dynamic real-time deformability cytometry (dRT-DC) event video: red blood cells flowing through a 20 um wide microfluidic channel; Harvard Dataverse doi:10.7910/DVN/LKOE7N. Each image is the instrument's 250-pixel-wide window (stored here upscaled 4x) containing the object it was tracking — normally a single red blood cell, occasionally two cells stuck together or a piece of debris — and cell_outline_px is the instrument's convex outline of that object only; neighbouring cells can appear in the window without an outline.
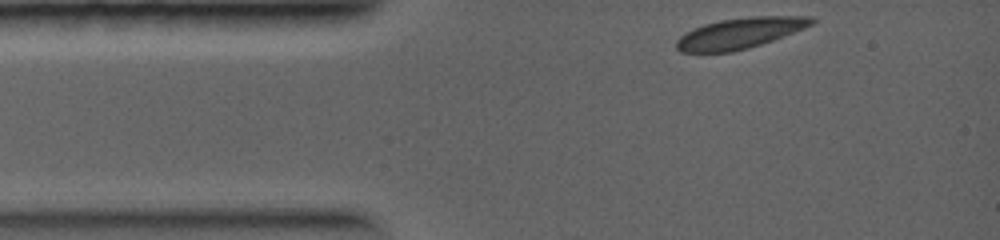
{"species": "common noctule bat (a hibernating species)", "species_latin": "Nyctalus noctula", "temperature_condition": "warm", "stored_images_in_passage": 27, "camera_frame_rate_fps": 5000, "um_per_image_px": 0.085, "animal": {"sex": "female", "body_mass_g": 19.0, "forearm_length_mm": 56.7}, "frame": {"image": 1, "passage_image": 1, "time_ms": 0.0, "image_size_px": [1000, 240], "cell_outline_px": [[816, 20], [812, 24], [804, 28], [784, 36], [748, 48], [732, 52], [680, 52], [676, 48], [676, 40], [684, 32], [704, 24], [720, 20], [752, 16], [812, 16]], "centroid_in_image_um": [62.87, 2.81], "position_along_channel_um": 22.1, "area_um2": 24.16}}
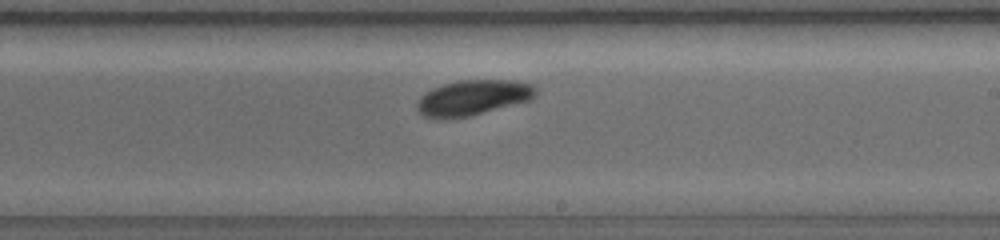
{"frame": {"image": 2, "passage_image": 18, "time_ms": 5.0, "image_size_px": [1000, 240], "cell_outline_px": [[536, 96], [532, 100], [468, 116], [444, 120], [436, 120], [424, 116], [416, 108], [416, 104], [420, 96], [432, 88], [444, 84], [460, 80], [516, 80], [536, 84]], "centroid_in_image_um": [40.21, 8.31], "position_along_channel_um": 248.8, "area_um2": 24.85}}
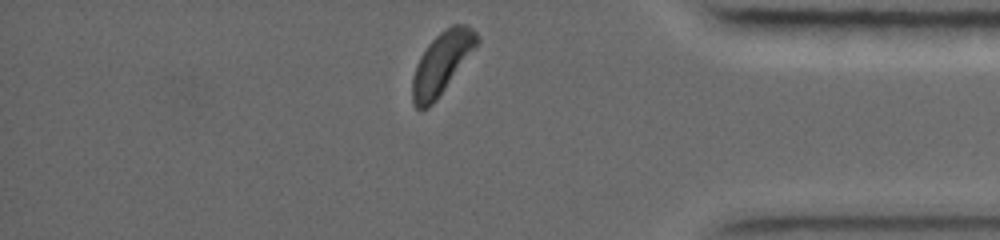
{"frame": {"image": 3, "passage_image": 27, "time_ms": 8.2, "image_size_px": [1000, 240], "cell_outline_px": [[480, 40], [436, 100], [428, 108], [420, 112], [412, 104], [412, 76], [416, 64], [420, 56], [428, 44], [440, 32], [452, 24], [468, 24], [476, 32]], "centroid_in_image_um": [37.5, 5.37], "position_along_channel_um": 397.7, "area_um2": 23.06}}